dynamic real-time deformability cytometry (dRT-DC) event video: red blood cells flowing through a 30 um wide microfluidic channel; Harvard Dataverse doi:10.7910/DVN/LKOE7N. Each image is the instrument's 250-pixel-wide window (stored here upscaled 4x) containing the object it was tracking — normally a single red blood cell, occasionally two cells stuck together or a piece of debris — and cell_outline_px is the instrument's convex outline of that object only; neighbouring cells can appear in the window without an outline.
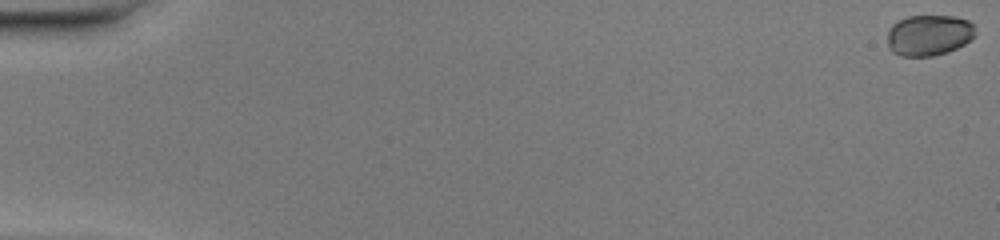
{"species": "common noctule bat (a hibernating species)", "species_latin": "Nyctalus noctula", "temperature_condition": "warm", "stored_images_in_passage": 52, "camera_frame_rate_fps": 3000, "um_per_image_px": 0.085, "animal": {"sex": "female", "body_mass_g": 20.0, "forearm_length_mm": 54.0}, "frame": {"image": 1, "passage_image": 1, "time_ms": 0.0, "image_size_px": [1000, 240], "cell_outline_px": [[976, 36], [964, 44], [948, 52], [932, 56], [900, 56], [892, 52], [888, 48], [888, 28], [892, 24], [908, 16], [956, 16], [968, 20], [972, 24]], "centroid_in_image_um": [78.94, 2.99], "position_along_channel_um": 6.1, "area_um2": 21.1}}
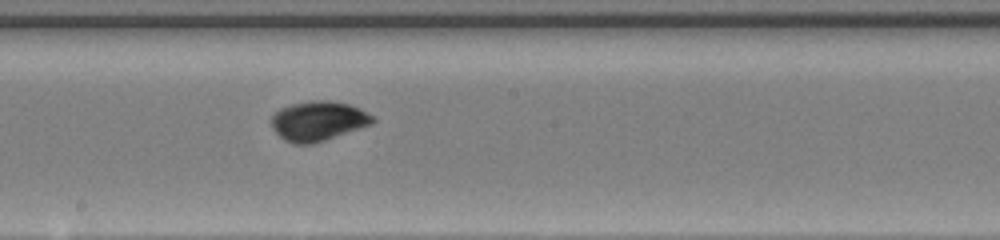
{"frame": {"image": 2, "passage_image": 30, "time_ms": 9.667, "image_size_px": [1000, 240], "cell_outline_px": [[376, 120], [372, 124], [312, 144], [292, 144], [284, 140], [272, 128], [268, 120], [280, 108], [292, 104], [312, 100], [332, 100], [348, 104], [360, 108], [372, 116]], "centroid_in_image_um": [27.01, 10.28], "position_along_channel_um": 221.2, "area_um2": 23.47}}
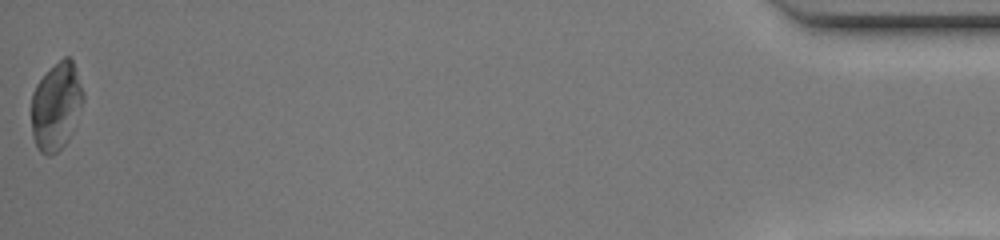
{"frame": {"image": 3, "passage_image": 52, "time_ms": 17.0, "image_size_px": [1000, 240], "cell_outline_px": [[84, 100], [72, 132], [68, 140], [52, 156], [48, 156], [40, 152], [36, 148], [32, 136], [32, 92], [36, 84], [64, 56], [68, 56], [72, 60], [84, 92]], "centroid_in_image_um": [4.77, 9.07], "position_along_channel_um": 430.4, "area_um2": 26.36}, "authors_computed_cell_mechanics": {"area_um2": 23.0044, "velocity_mm_per_s": 4.1032, "shape_relaxation_time_tau1_ms": 2.614, "shape_relaxation_time_tau2_ms": 1.4214, "deformation_change_tau1": 0.1416, "deformation_change_tau2": 0.0305}}